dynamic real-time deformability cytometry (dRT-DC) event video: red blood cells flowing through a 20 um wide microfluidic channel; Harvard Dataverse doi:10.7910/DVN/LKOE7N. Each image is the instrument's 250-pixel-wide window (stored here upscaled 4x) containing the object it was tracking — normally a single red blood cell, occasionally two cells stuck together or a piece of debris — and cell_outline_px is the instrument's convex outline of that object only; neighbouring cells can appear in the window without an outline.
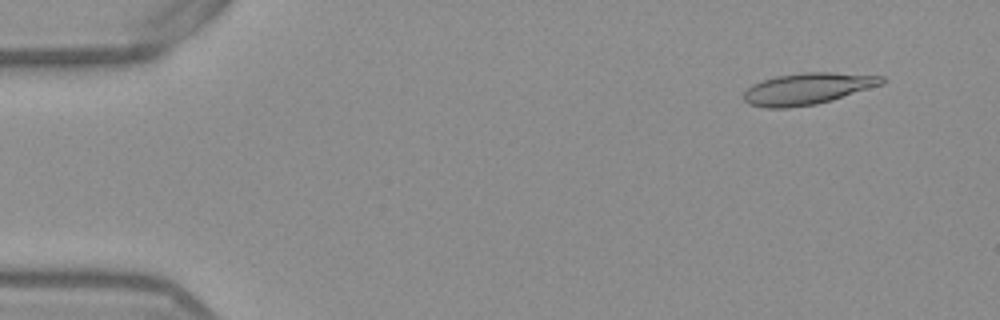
{"species": "Egyptian fruit bat (a non-hibernating species)", "species_latin": "Rousettus aegyptiacus", "temperature_condition": "warm", "stored_images_in_passage": 52, "camera_frame_rate_fps": 3000, "um_per_image_px": 0.085, "frame": {"image": 1, "passage_image": 4, "time_ms": 1.0, "image_size_px": [1000, 320], "cell_outline_px": [[888, 80], [884, 84], [832, 100], [816, 104], [788, 108], [764, 108], [748, 104], [744, 100], [744, 92], [752, 84], [776, 76], [804, 72], [832, 72], [884, 76]], "centroid_in_image_um": [68.67, 7.54], "position_along_channel_um": 16.3, "area_um2": 25.55}}
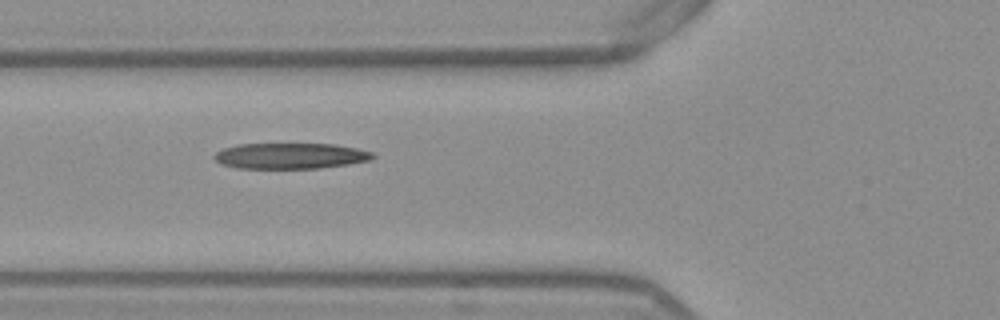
{"frame": {"image": 2, "passage_image": 19, "time_ms": 6.0, "image_size_px": [1000, 320], "cell_outline_px": [[376, 156], [372, 160], [348, 164], [320, 168], [236, 168], [220, 164], [212, 156], [216, 152], [224, 148], [236, 144], [336, 144], [356, 148], [372, 152]], "centroid_in_image_um": [24.68, 13.25], "position_along_channel_um": 101.1, "area_um2": 23.93}}
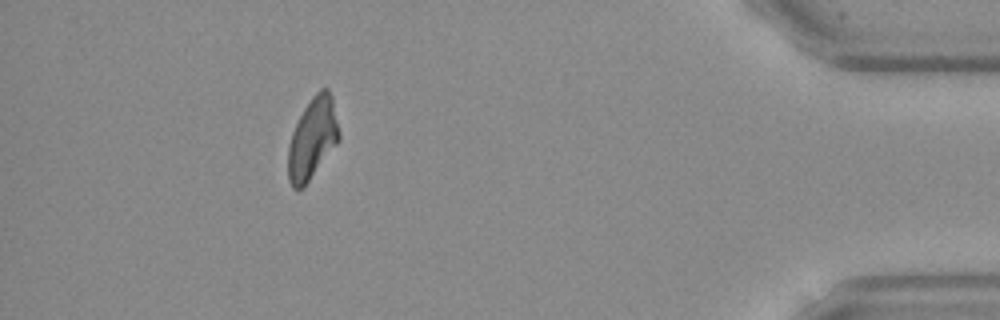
{"frame": {"image": 3, "passage_image": 47, "time_ms": 15.333, "image_size_px": [1000, 320], "cell_outline_px": [[340, 140], [304, 188], [292, 188], [288, 180], [288, 144], [292, 132], [304, 108], [312, 96], [320, 88], [328, 88], [332, 96], [340, 132]], "centroid_in_image_um": [26.57, 11.78], "position_along_channel_um": 408.6, "area_um2": 24.33}, "authors_computed_cell_mechanics": {"area_um2": 24.5072, "velocity_mm_per_s": 3.8709, "shape_relaxation_time_tau1_ms": 7.7268, "shape_relaxation_time_tau2_ms": 3.9624, "deformation_change_tau1": 0.2413, "deformation_change_tau2": 0.1391}}